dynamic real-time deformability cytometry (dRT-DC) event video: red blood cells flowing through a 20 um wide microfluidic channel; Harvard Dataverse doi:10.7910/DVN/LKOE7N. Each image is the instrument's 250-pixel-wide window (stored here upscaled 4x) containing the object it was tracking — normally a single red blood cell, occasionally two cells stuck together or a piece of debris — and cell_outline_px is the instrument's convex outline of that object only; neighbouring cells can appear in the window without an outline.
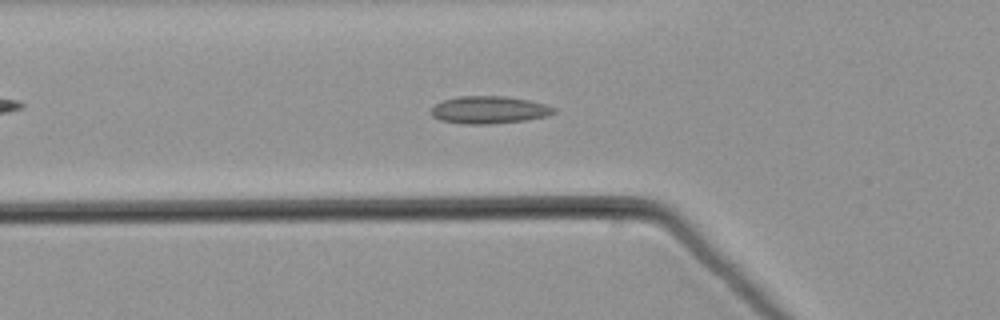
{"species": "common noctule bat (a hibernating species)", "species_latin": "Nyctalus noctula", "temperature_condition": "warm", "stored_images_in_passage": 39, "camera_frame_rate_fps": 3000, "um_per_image_px": 0.085, "animal": {"sex": "male", "body_mass_g": 21.5, "forearm_length_mm": 52.0}, "frame": {"image": 1, "passage_image": 3, "time_ms": 0.667, "image_size_px": [1000, 320], "cell_outline_px": [[556, 112], [548, 116], [524, 120], [488, 124], [464, 124], [440, 120], [432, 116], [432, 108], [436, 104], [444, 100], [460, 96], [504, 96], [528, 100], [544, 104], [556, 108]], "centroid_in_image_um": [41.58, 9.34], "position_along_channel_um": 84.2, "area_um2": 19.48}}
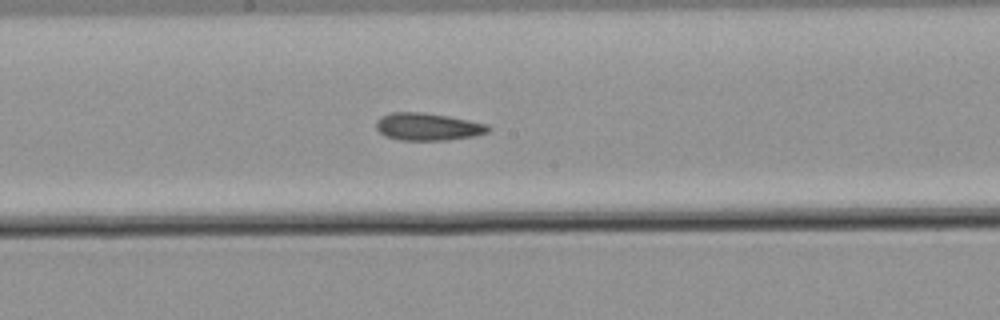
{"frame": {"image": 2, "passage_image": 13, "time_ms": 4.0, "image_size_px": [1000, 320], "cell_outline_px": [[492, 128], [488, 132], [476, 136], [448, 140], [400, 140], [384, 136], [376, 128], [376, 120], [380, 116], [392, 112], [424, 112], [448, 116], [488, 124]], "centroid_in_image_um": [36.37, 10.77], "position_along_channel_um": 211.8, "area_um2": 18.15}}
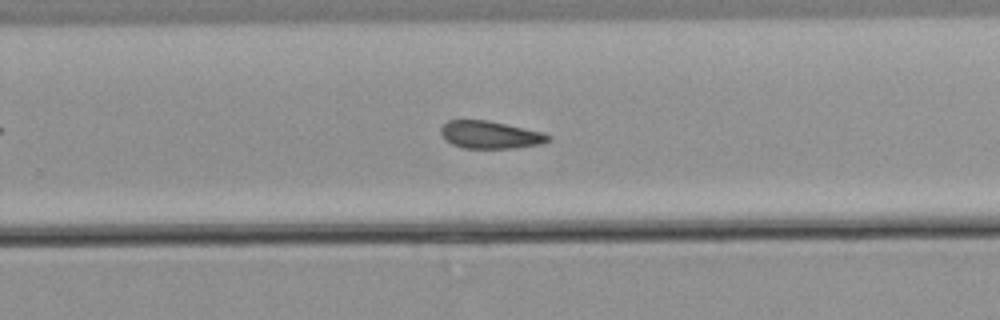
{"frame": {"image": 3, "passage_image": 19, "time_ms": 6.0, "image_size_px": [1000, 320], "cell_outline_px": [[552, 140], [540, 144], [516, 148], [464, 148], [452, 144], [444, 140], [440, 132], [440, 128], [448, 120], [488, 120], [544, 132], [552, 136]], "centroid_in_image_um": [41.69, 11.46], "position_along_channel_um": 288.1, "area_um2": 17.46}}